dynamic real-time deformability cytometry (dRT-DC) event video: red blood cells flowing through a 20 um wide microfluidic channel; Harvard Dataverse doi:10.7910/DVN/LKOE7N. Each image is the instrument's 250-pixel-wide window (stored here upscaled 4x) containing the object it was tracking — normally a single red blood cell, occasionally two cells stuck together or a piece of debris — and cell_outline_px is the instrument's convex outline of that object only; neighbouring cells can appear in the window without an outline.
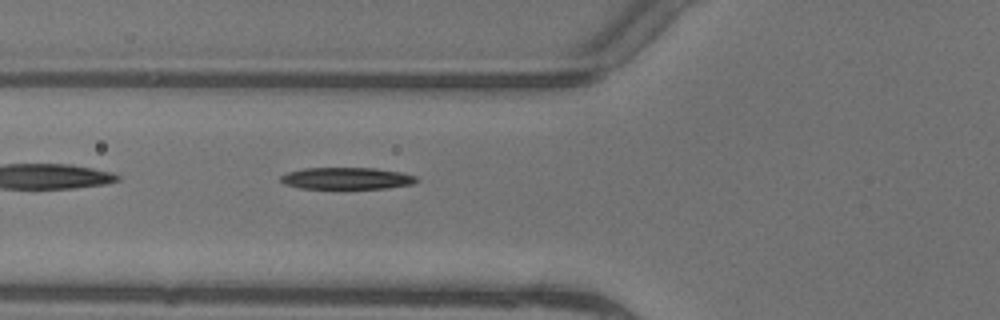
{"species": "common noctule bat (a hibernating species)", "species_latin": "Nyctalus noctula", "temperature_condition": "warm", "stored_images_in_passage": 5, "camera_frame_rate_fps": 3000, "um_per_image_px": 0.085, "animal": {"sex": "female"}, "frame": {"image": 1, "passage_image": 5, "time_ms": 1.333, "image_size_px": [1000, 320], "cell_outline_px": [[420, 180], [412, 184], [388, 188], [300, 188], [284, 184], [280, 180], [280, 176], [288, 172], [304, 168], [376, 168], [400, 172], [416, 176]], "centroid_in_image_um": [29.48, 15.15], "position_along_channel_um": 96.3, "area_um2": 17.22}}